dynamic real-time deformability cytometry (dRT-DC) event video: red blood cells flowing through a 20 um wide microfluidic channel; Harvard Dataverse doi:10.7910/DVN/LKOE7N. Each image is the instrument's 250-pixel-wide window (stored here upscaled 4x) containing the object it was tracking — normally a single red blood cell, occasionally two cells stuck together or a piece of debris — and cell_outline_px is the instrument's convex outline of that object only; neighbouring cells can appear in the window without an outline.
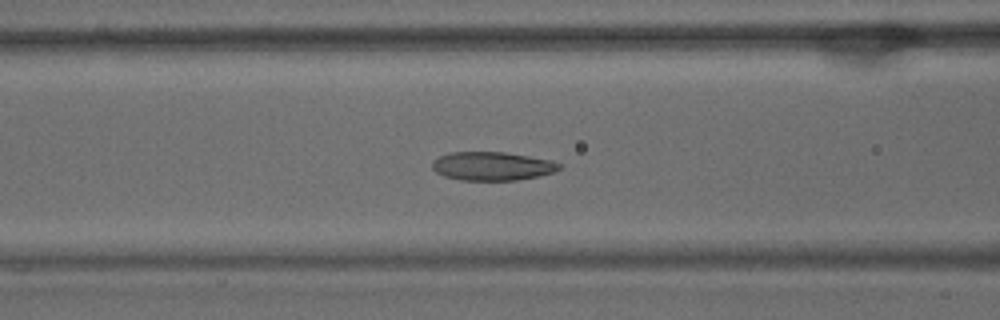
{"species": "common noctule bat (a hibernating species)", "species_latin": "Nyctalus noctula", "temperature_condition": "warm", "stored_images_in_passage": 51, "camera_frame_rate_fps": 3000, "um_per_image_px": 0.085, "animal": {"sex": "male", "body_mass_g": 15.6}, "frame": {"image": 1, "passage_image": 20, "time_ms": 6.333, "image_size_px": [1000, 320], "cell_outline_px": [[560, 168], [552, 172], [540, 176], [516, 180], [460, 180], [444, 176], [436, 172], [432, 168], [432, 160], [440, 156], [452, 152], [504, 152], [552, 160], [560, 164]], "centroid_in_image_um": [41.81, 14.12], "position_along_channel_um": 124.8, "area_um2": 21.1}}
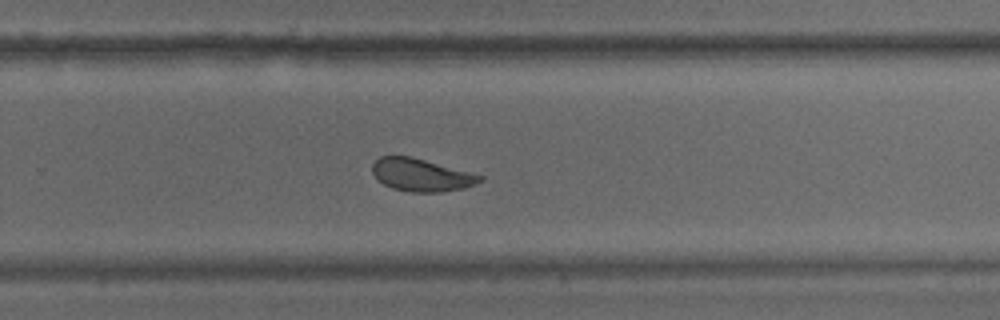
{"frame": {"image": 2, "passage_image": 33, "time_ms": 10.667, "image_size_px": [1000, 320], "cell_outline_px": [[484, 180], [476, 184], [464, 188], [440, 192], [412, 192], [392, 188], [376, 180], [372, 172], [372, 164], [380, 156], [412, 156], [484, 176]], "centroid_in_image_um": [35.8, 14.87], "position_along_channel_um": 294.0, "area_um2": 20.58}}
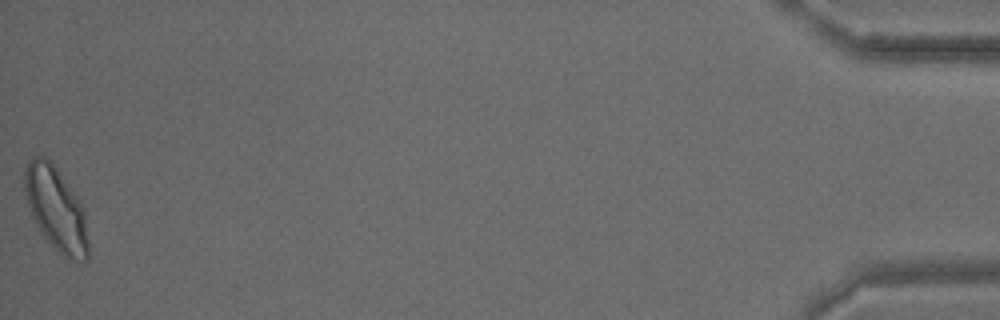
{"frame": {"image": 3, "passage_image": 51, "time_ms": 16.667, "image_size_px": [1000, 320], "cell_outline_px": [[88, 260], [68, 260], [44, 236], [28, 204], [24, 192], [24, 168], [28, 160], [32, 156], [44, 156], [56, 168], [80, 200], [84, 208], [88, 240]], "centroid_in_image_um": [4.78, 17.73], "position_along_channel_um": 430.4, "area_um2": 30.58}, "authors_computed_cell_mechanics": {"area_um2": 22.9466, "velocity_mm_per_s": 3.9138, "shape_relaxation_time_tau1_ms": 3.9069, "shape_relaxation_time_tau2_ms": 1.8646, "deformation_change_tau1": 0.1318, "deformation_change_tau2": 0.0615}}